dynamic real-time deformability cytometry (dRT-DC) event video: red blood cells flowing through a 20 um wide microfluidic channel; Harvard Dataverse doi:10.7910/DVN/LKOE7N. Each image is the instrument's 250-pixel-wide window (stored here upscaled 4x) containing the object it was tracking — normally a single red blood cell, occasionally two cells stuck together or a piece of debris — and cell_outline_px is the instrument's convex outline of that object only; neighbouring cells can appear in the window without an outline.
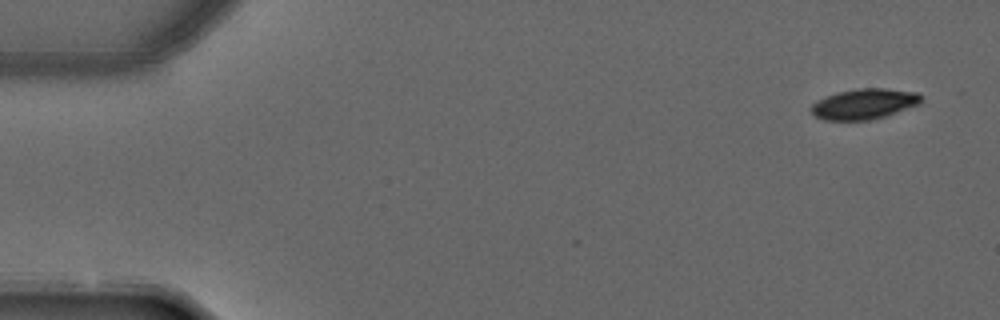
{"species": "common noctule bat (a hibernating species)", "species_latin": "Nyctalus noctula", "temperature_condition": "warm", "stored_images_in_passage": 5, "camera_frame_rate_fps": 3000, "um_per_image_px": 0.085, "animal": {"sex": "male", "forearm_length_mm": 52.5}, "frame": {"image": 1, "passage_image": 1, "time_ms": 0.0, "image_size_px": [1000, 320], "cell_outline_px": [[924, 96], [920, 104], [884, 116], [868, 120], [824, 120], [816, 116], [812, 112], [812, 104], [816, 100], [824, 96], [856, 88], [884, 88], [920, 92]], "centroid_in_image_um": [73.49, 8.82], "position_along_channel_um": 11.5, "area_um2": 19.59}}
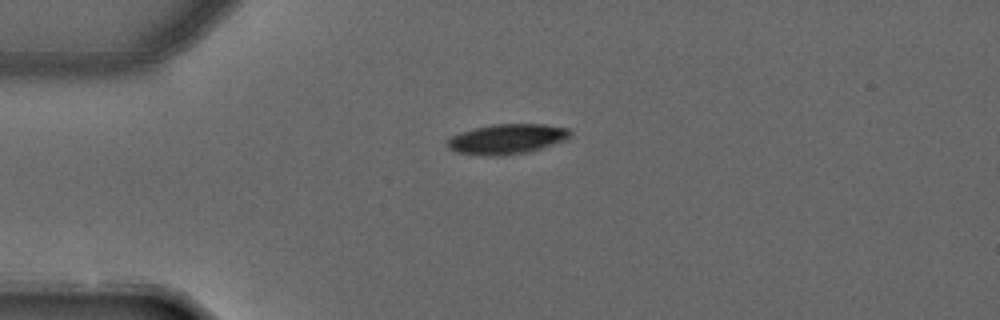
{"frame": {"image": 2, "passage_image": 4, "time_ms": 1.0, "image_size_px": [1000, 320], "cell_outline_px": [[572, 136], [564, 140], [540, 148], [524, 152], [456, 152], [448, 148], [448, 140], [452, 136], [460, 132], [492, 124], [544, 124], [568, 128], [572, 132]], "centroid_in_image_um": [43.17, 11.74], "position_along_channel_um": 41.8, "area_um2": 20.11}}